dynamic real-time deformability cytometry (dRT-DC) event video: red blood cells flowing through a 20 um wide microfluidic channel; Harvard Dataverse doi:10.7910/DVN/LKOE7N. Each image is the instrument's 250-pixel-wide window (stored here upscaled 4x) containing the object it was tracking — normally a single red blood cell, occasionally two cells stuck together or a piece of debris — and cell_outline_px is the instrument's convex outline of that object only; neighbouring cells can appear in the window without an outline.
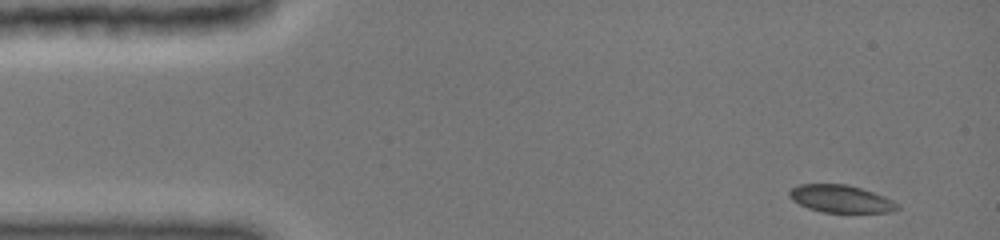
{"species": "common noctule bat (a hibernating species)", "species_latin": "Nyctalus noctula", "temperature_condition": "cold", "stored_images_in_passage": 52, "camera_frame_rate_fps": 3000, "um_per_image_px": 0.085, "animal": {"sex": "female", "body_mass_g": 19.0, "forearm_length_mm": 51.5}, "frame": {"image": 1, "passage_image": 1, "time_ms": 0.0, "image_size_px": [1000, 240], "cell_outline_px": [[900, 208], [892, 212], [824, 212], [808, 208], [792, 200], [788, 196], [788, 192], [792, 188], [800, 184], [848, 184], [884, 196], [900, 204]], "centroid_in_image_um": [71.48, 16.9], "position_along_channel_um": 13.5, "area_um2": 17.28}}
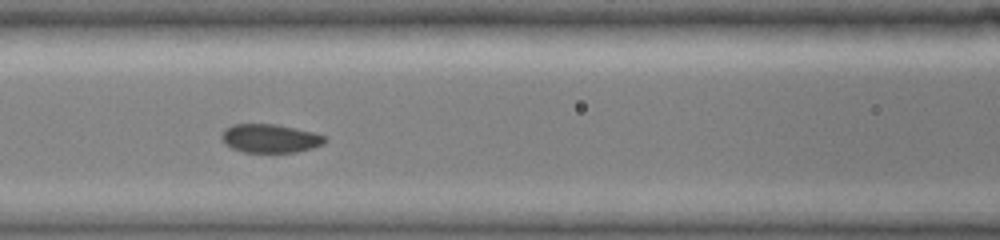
{"frame": {"image": 2, "passage_image": 21, "time_ms": 5.667, "image_size_px": [1000, 240], "cell_outline_px": [[328, 140], [324, 144], [312, 148], [296, 152], [244, 152], [232, 148], [224, 144], [220, 136], [224, 128], [232, 124], [276, 124], [312, 132], [328, 136]], "centroid_in_image_um": [22.96, 11.76], "position_along_channel_um": 143.6, "area_um2": 17.4}}
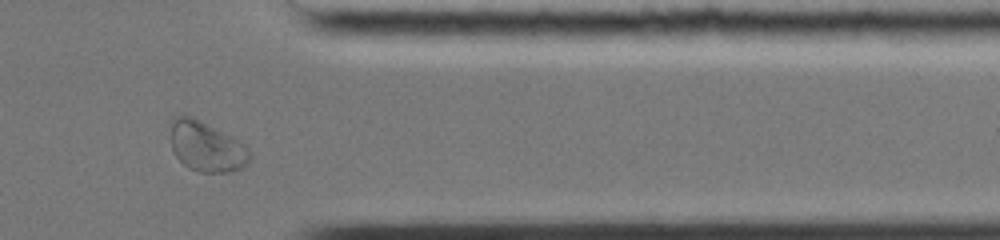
{"frame": {"image": 3, "passage_image": 45, "time_ms": 12.0, "image_size_px": [1000, 240], "cell_outline_px": [[252, 156], [248, 164], [240, 168], [228, 172], [200, 172], [188, 168], [176, 156], [172, 148], [168, 120], [176, 116], [192, 116], [244, 144], [248, 148]], "centroid_in_image_um": [17.51, 12.46], "position_along_channel_um": 393.9, "area_um2": 23.12}}